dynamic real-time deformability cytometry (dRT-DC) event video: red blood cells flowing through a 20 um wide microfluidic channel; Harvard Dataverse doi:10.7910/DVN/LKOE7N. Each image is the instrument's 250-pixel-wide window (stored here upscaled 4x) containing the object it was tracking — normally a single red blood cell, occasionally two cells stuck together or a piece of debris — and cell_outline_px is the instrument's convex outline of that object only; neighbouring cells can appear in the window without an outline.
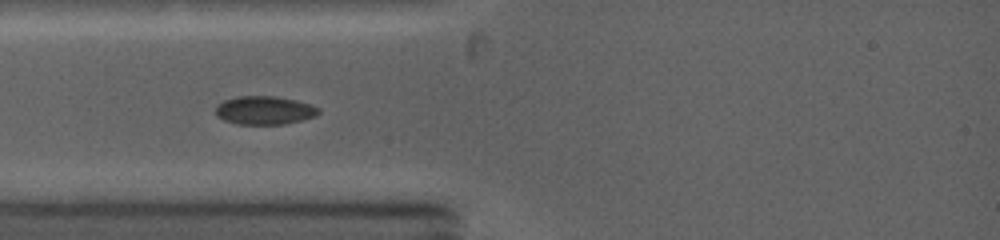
{"species": "common noctule bat (a hibernating species)", "species_latin": "Nyctalus noctula", "temperature_condition": "warm", "stored_images_in_passage": 10, "camera_frame_rate_fps": 5000, "um_per_image_px": 0.085, "animal": {"sex": "female", "body_mass_g": 19.0, "forearm_length_mm": 53.3}, "frame": {"image": 1, "passage_image": 1, "time_ms": 0.0, "image_size_px": [1000, 240], "cell_outline_px": [[320, 112], [316, 116], [284, 124], [236, 124], [224, 120], [216, 116], [216, 104], [224, 100], [236, 96], [276, 96], [296, 100], [312, 104], [320, 108]], "centroid_in_image_um": [22.48, 9.37], "position_along_channel_um": 62.5, "area_um2": 17.22}}